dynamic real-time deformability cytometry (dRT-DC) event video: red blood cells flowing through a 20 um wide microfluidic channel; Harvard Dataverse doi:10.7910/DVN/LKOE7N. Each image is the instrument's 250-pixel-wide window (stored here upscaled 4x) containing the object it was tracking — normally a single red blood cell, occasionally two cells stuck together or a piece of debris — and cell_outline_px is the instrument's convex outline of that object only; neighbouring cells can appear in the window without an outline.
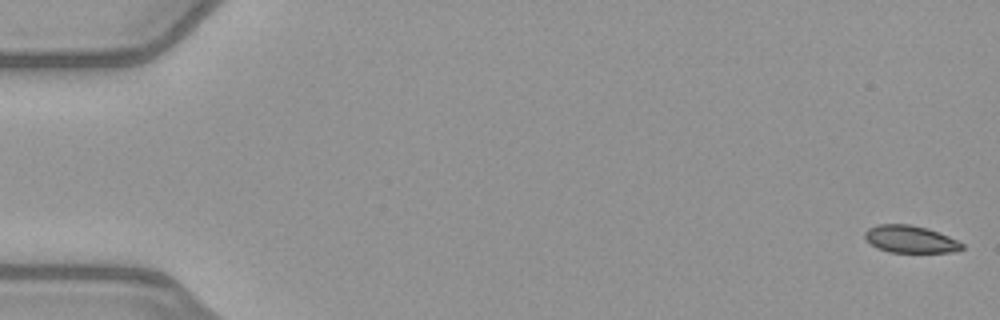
{"species": "common noctule bat (a hibernating species)", "species_latin": "Nyctalus noctula", "temperature_condition": "warm", "stored_images_in_passage": 53, "camera_frame_rate_fps": 3000, "um_per_image_px": 0.085, "animal": {"sex": "female", "body_mass_g": 21.9}, "frame": {"image": 1, "passage_image": 1, "time_ms": 0.0, "image_size_px": [1000, 320], "cell_outline_px": [[964, 248], [952, 252], [888, 252], [876, 248], [864, 236], [864, 232], [868, 228], [876, 224], [908, 224], [928, 228], [948, 236], [964, 244]], "centroid_in_image_um": [77.36, 20.33], "position_along_channel_um": 7.6, "area_um2": 15.43}}
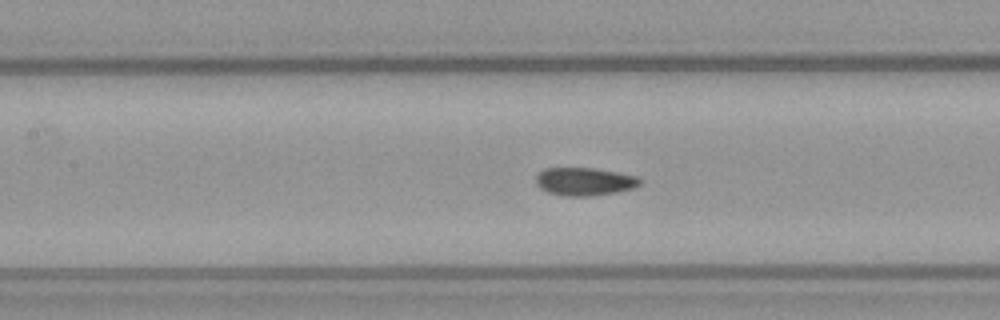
{"frame": {"image": 2, "passage_image": 24, "time_ms": 7.667, "image_size_px": [1000, 320], "cell_outline_px": [[644, 180], [640, 184], [632, 188], [616, 192], [592, 196], [568, 196], [548, 192], [540, 188], [536, 184], [536, 176], [544, 168], [592, 168], [616, 172], [636, 176]], "centroid_in_image_um": [49.68, 15.43], "position_along_channel_um": 157.7, "area_um2": 16.88}}
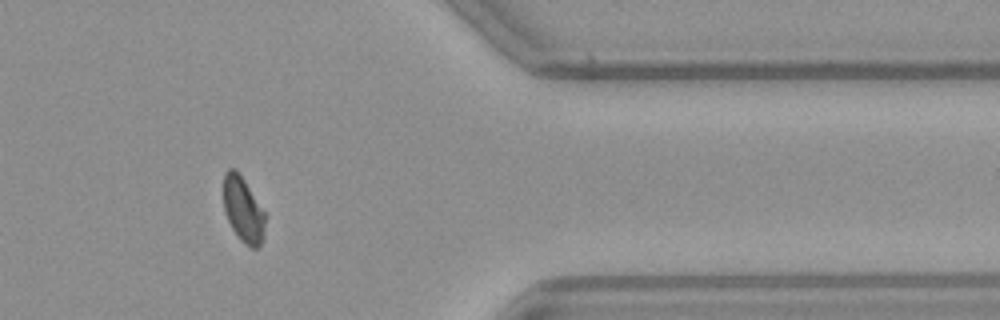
{"frame": {"image": 3, "passage_image": 43, "time_ms": 14.0, "image_size_px": [1000, 320], "cell_outline_px": [[264, 236], [260, 244], [256, 248], [252, 248], [244, 244], [240, 240], [232, 228], [224, 212], [224, 172], [228, 168], [236, 168], [244, 180], [264, 212]], "centroid_in_image_um": [20.64, 17.81], "position_along_channel_um": 390.8, "area_um2": 15.66}, "authors_computed_cell_mechanics": {"area_um2": 16.762, "velocity_mm_per_s": 4.0136, "shape_relaxation_time_tau1_ms": null, "shape_relaxation_time_tau2_ms": 1.8866, "deformation_change_tau1": null, "deformation_change_tau2": 0.0475}}